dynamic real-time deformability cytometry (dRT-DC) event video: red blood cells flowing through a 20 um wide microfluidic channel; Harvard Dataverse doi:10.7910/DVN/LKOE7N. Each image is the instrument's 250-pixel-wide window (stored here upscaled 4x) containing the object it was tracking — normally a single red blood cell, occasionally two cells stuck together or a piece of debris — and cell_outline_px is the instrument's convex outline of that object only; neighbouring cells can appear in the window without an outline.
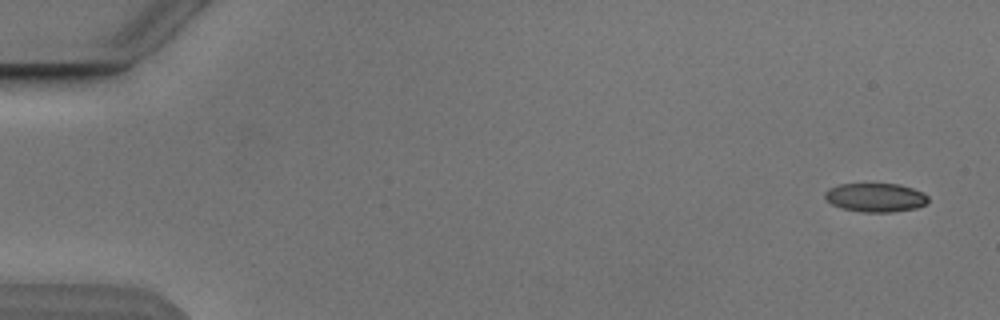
{"species": "Egyptian fruit bat (a non-hibernating species)", "species_latin": "Rousettus aegyptiacus", "temperature_condition": "cold", "stored_images_in_passage": 5, "camera_frame_rate_fps": 3000, "um_per_image_px": 0.085, "animal": {"sex": "male"}, "frame": {"image": 1, "passage_image": 1, "time_ms": 0.0, "image_size_px": [1000, 320], "cell_outline_px": [[928, 204], [916, 208], [892, 212], [860, 212], [844, 208], [832, 204], [824, 196], [824, 192], [828, 188], [840, 184], [900, 184], [924, 192], [928, 196]], "centroid_in_image_um": [74.45, 16.78], "position_along_channel_um": 10.5, "area_um2": 17.4}}
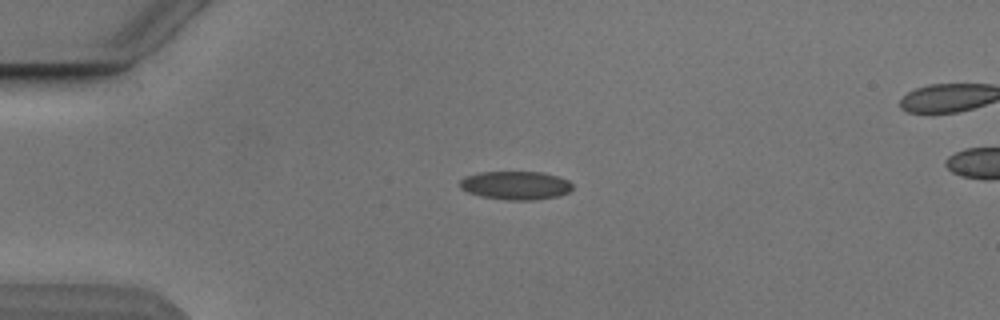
{"frame": {"image": 2, "passage_image": 4, "time_ms": 3.667, "image_size_px": [1000, 320], "cell_outline_px": [[572, 188], [568, 192], [556, 196], [532, 200], [512, 200], [480, 196], [468, 192], [460, 188], [460, 180], [464, 176], [476, 172], [544, 172], [560, 176], [568, 180], [572, 184]], "centroid_in_image_um": [43.81, 15.74], "position_along_channel_um": 41.2, "area_um2": 18.73}}